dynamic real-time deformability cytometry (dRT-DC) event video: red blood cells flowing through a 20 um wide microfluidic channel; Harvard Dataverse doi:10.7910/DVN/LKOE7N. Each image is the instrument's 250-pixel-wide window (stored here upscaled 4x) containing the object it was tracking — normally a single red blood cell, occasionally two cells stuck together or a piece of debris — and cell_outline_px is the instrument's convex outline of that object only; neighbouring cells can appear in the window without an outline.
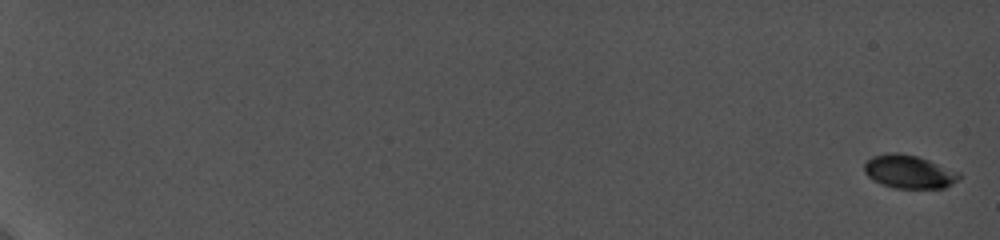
{"species": "common noctule bat (a hibernating species)", "species_latin": "Nyctalus noctula", "temperature_condition": "cold", "stored_images_in_passage": 8, "camera_frame_rate_fps": 5000, "um_per_image_px": 0.085, "animal": {"sex": "female", "body_mass_g": 19.0, "forearm_length_mm": 56.7}, "frame": {"image": 1, "passage_image": 1, "time_ms": 0.0, "image_size_px": [1000, 240], "cell_outline_px": [[960, 180], [944, 188], [892, 188], [880, 184], [868, 176], [864, 172], [864, 164], [872, 156], [888, 152], [896, 152], [916, 156], [928, 160], [960, 172]], "centroid_in_image_um": [77.26, 14.6], "position_along_channel_um": 7.7, "area_um2": 18.5}}
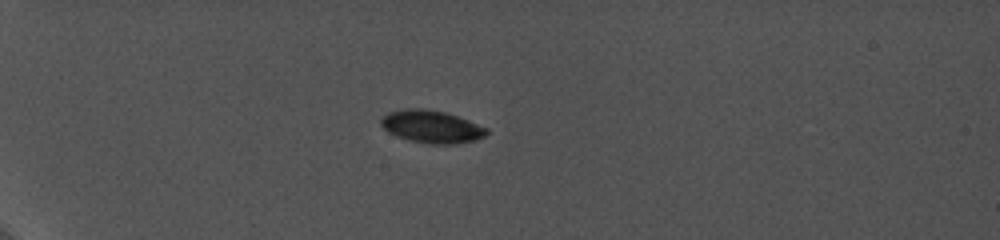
{"frame": {"image": 2, "passage_image": 6, "time_ms": 6.6, "image_size_px": [1000, 240], "cell_outline_px": [[488, 132], [484, 136], [476, 140], [456, 144], [428, 144], [408, 140], [396, 136], [388, 132], [380, 124], [380, 120], [388, 112], [408, 108], [424, 108], [444, 112], [468, 120], [488, 128]], "centroid_in_image_um": [36.67, 10.77], "position_along_channel_um": 48.3, "area_um2": 20.11}}
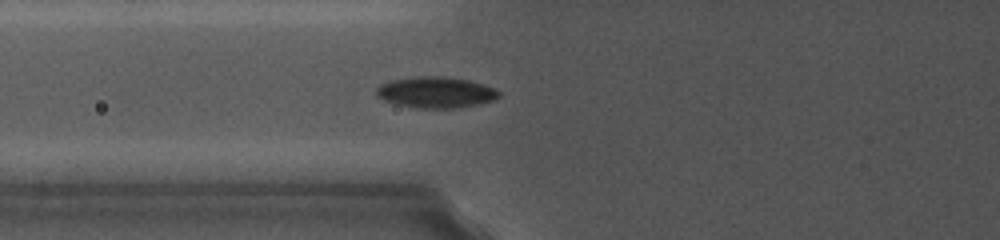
{"frame": {"image": 3, "passage_image": 8, "time_ms": 9.2, "image_size_px": [1000, 240], "cell_outline_px": [[500, 96], [492, 100], [476, 104], [456, 108], [416, 108], [396, 104], [384, 100], [376, 96], [376, 88], [380, 84], [392, 80], [412, 76], [444, 76], [468, 80], [484, 84], [496, 88], [500, 92]], "centroid_in_image_um": [37.02, 7.84], "position_along_channel_um": 88.8, "area_um2": 22.31}}